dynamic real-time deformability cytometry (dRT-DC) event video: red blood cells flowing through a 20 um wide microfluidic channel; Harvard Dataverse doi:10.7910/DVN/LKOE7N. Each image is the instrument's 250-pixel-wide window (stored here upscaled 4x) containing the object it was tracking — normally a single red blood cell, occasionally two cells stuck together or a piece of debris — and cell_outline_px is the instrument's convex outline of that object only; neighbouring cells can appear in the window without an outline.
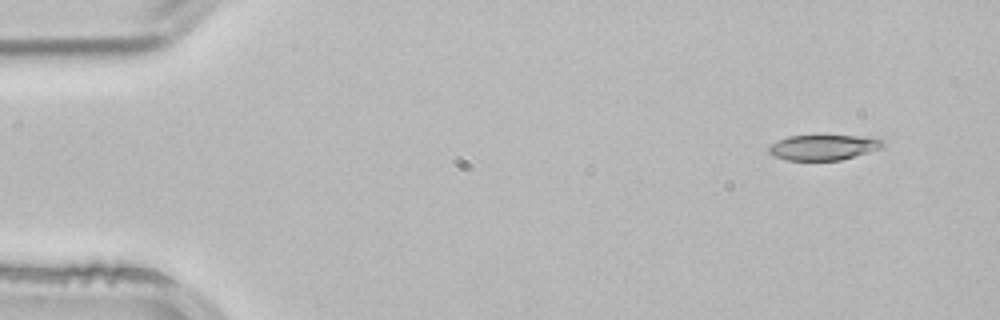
{"species": "common noctule bat (a hibernating species)", "species_latin": "Nyctalus noctula", "temperature_condition": "room temperature", "stored_images_in_passage": 4, "camera_frame_rate_fps": 3000, "um_per_image_px": 0.085, "animal": {"sex": "male", "body_mass_g": 21.5, "forearm_length_mm": 52.0}, "frame": {"image": 1, "passage_image": 1, "time_ms": 0.0, "image_size_px": [1000, 320], "cell_outline_px": [[884, 148], [840, 160], [788, 160], [776, 156], [768, 152], [768, 148], [772, 144], [788, 136], [856, 136], [884, 140]], "centroid_in_image_um": [70.02, 12.53], "position_along_channel_um": 15.0, "area_um2": 16.53}}
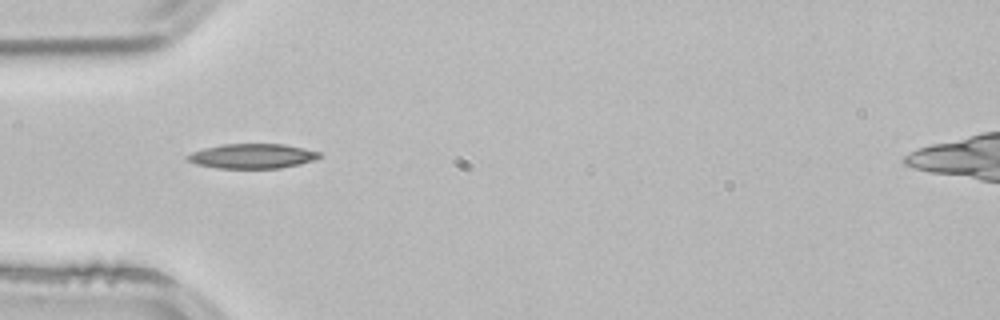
{"frame": {"image": 2, "passage_image": 3, "time_ms": 0.667, "image_size_px": [1000, 320], "cell_outline_px": [[320, 156], [316, 160], [300, 164], [280, 168], [216, 168], [196, 164], [188, 160], [184, 156], [192, 152], [204, 148], [224, 144], [284, 144], [304, 148], [320, 152]], "centroid_in_image_um": [21.45, 13.27], "position_along_channel_um": 63.6, "area_um2": 19.02}}